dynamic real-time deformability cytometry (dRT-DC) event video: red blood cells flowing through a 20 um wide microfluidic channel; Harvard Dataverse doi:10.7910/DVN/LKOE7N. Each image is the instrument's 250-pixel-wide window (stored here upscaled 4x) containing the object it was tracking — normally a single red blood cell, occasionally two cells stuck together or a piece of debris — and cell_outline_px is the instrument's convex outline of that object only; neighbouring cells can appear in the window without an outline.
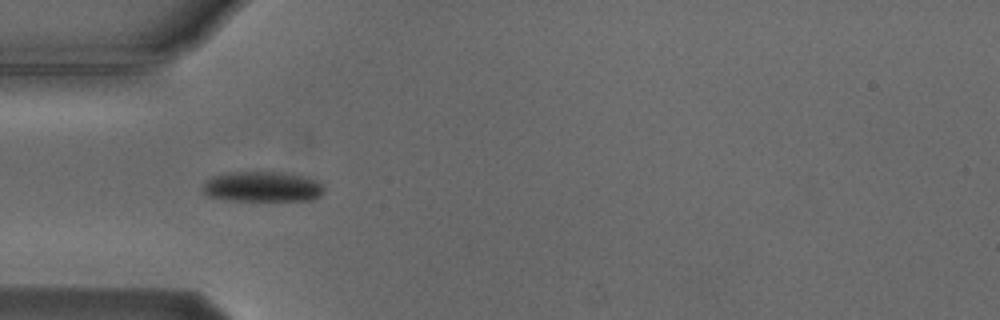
{"species": "Egyptian fruit bat (a non-hibernating species)", "species_latin": "Rousettus aegyptiacus", "temperature_condition": "cold", "stored_images_in_passage": 5, "camera_frame_rate_fps": 3000, "um_per_image_px": 0.085, "animal": {"sex": "male"}, "frame": {"image": 1, "passage_image": 4, "time_ms": 4.333, "image_size_px": [1000, 320], "cell_outline_px": [[324, 192], [320, 196], [312, 200], [224, 200], [208, 196], [200, 192], [200, 188], [204, 180], [212, 176], [228, 172], [280, 172], [300, 176], [316, 180], [324, 188]], "centroid_in_image_um": [22.2, 15.87], "position_along_channel_um": 62.8, "area_um2": 21.62}}
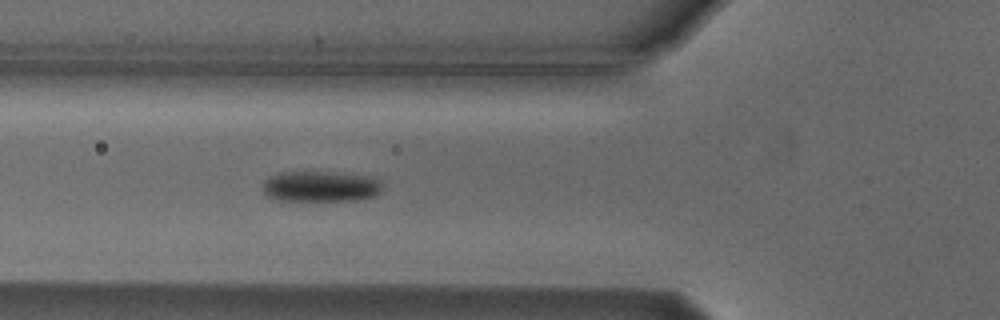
{"frame": {"image": 2, "passage_image": 5, "time_ms": 5.333, "image_size_px": [1000, 320], "cell_outline_px": [[384, 188], [376, 196], [364, 200], [276, 200], [268, 196], [264, 192], [264, 180], [268, 176], [280, 172], [340, 172], [376, 176], [380, 180]], "centroid_in_image_um": [27.35, 15.83], "position_along_channel_um": 98.5, "area_um2": 21.96}}